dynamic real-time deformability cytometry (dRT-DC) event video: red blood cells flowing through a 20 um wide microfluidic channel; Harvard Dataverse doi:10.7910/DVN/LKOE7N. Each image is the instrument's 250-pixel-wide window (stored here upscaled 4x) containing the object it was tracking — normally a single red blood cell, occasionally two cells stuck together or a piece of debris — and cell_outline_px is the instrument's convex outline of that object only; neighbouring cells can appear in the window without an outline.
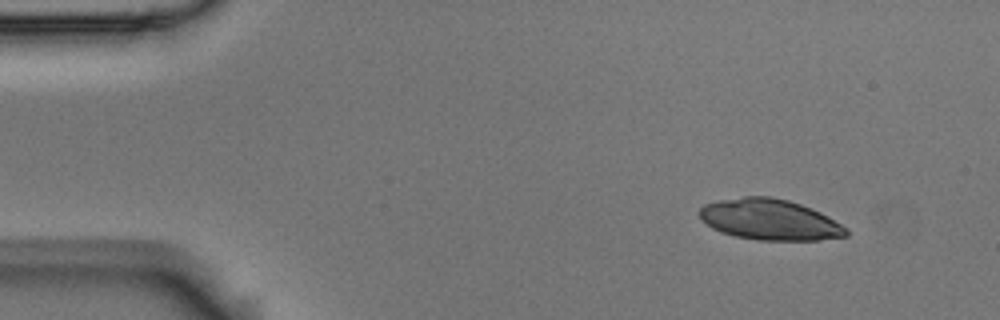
{"species": "Egyptian fruit bat (a non-hibernating species)", "species_latin": "Rousettus aegyptiacus", "temperature_condition": "room temperature", "stored_images_in_passage": 4, "camera_frame_rate_fps": 3000, "um_per_image_px": 0.085, "animal": {"sex": "male"}, "frame": {"image": 1, "passage_image": 1, "time_ms": 0.0, "image_size_px": [1000, 320], "cell_outline_px": [[848, 236], [816, 240], [756, 240], [736, 236], [720, 232], [712, 228], [700, 216], [700, 208], [704, 204], [720, 200], [744, 196], [772, 196], [788, 200], [800, 204], [820, 212], [848, 228]], "centroid_in_image_um": [65.44, 18.67], "position_along_channel_um": 19.6, "area_um2": 34.8}}